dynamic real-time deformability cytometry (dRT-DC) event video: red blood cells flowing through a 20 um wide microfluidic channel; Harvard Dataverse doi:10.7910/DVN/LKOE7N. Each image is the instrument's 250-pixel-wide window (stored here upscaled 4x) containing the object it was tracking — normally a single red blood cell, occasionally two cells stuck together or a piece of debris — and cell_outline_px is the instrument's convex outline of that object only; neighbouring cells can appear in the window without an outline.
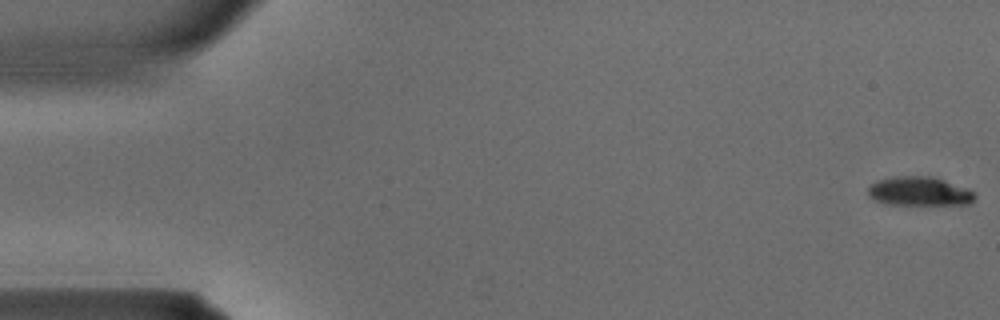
{"species": "common noctule bat (a hibernating species)", "species_latin": "Nyctalus noctula", "temperature_condition": "warm", "stored_images_in_passage": 36, "camera_frame_rate_fps": 3000, "um_per_image_px": 0.085, "animal": {"sex": "male", "body_mass_g": 15.6}, "frame": {"image": 1, "passage_image": 1, "time_ms": 0.0, "image_size_px": [1000, 320], "cell_outline_px": [[976, 196], [968, 204], [884, 204], [868, 196], [868, 188], [876, 180], [892, 176], [932, 176], [968, 188], [976, 192]], "centroid_in_image_um": [78.13, 16.25], "position_along_channel_um": 6.9, "area_um2": 18.09}}
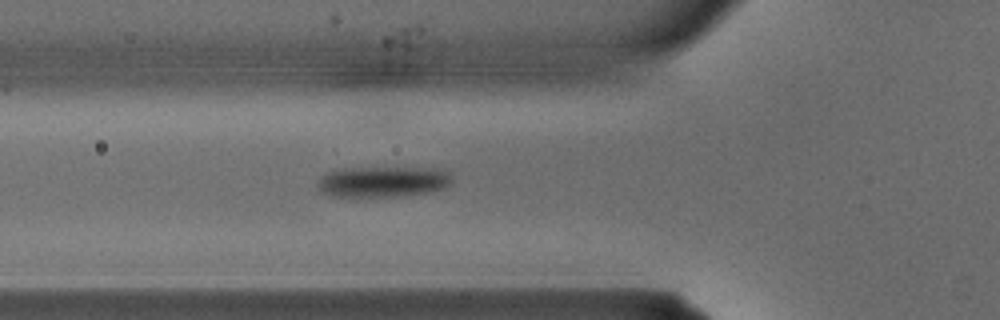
{"frame": {"image": 2, "passage_image": 13, "time_ms": 4.0, "image_size_px": [1000, 320], "cell_outline_px": [[452, 180], [444, 188], [432, 192], [404, 196], [332, 196], [324, 192], [316, 184], [320, 176], [324, 172], [340, 168], [432, 168], [448, 172], [452, 176]], "centroid_in_image_um": [32.53, 15.44], "position_along_channel_um": 93.3, "area_um2": 24.16}}
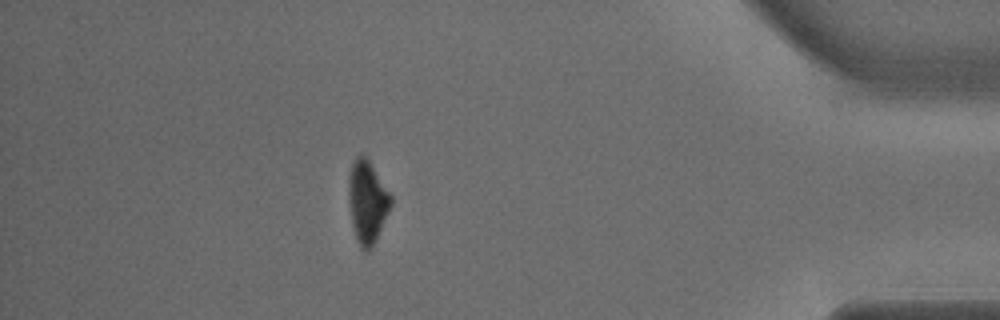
{"frame": {"image": 3, "passage_image": 32, "time_ms": 10.333, "image_size_px": [1000, 320], "cell_outline_px": [[392, 204], [376, 240], [368, 252], [364, 252], [360, 248], [356, 240], [352, 228], [348, 200], [348, 176], [352, 164], [356, 156], [364, 156], [368, 160], [392, 196]], "centroid_in_image_um": [31.19, 17.21], "position_along_channel_um": 404.0, "area_um2": 20.4}}